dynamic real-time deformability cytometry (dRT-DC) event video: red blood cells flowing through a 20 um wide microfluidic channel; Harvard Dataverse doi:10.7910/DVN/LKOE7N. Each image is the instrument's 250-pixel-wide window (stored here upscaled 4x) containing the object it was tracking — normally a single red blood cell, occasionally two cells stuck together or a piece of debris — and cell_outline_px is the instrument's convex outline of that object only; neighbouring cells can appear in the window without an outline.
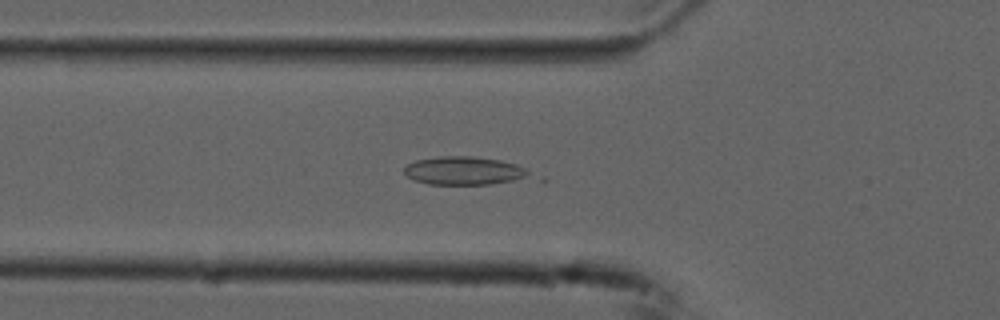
{"species": "common noctule bat (a hibernating species)", "species_latin": "Nyctalus noctula", "temperature_condition": "cold", "stored_images_in_passage": 54, "camera_frame_rate_fps": 3000, "um_per_image_px": 0.085, "animal": {"sex": "male", "forearm_length_mm": 52.5}, "frame": {"image": 1, "passage_image": 19, "time_ms": 6.0, "image_size_px": [1000, 320], "cell_outline_px": [[544, 180], [488, 184], [428, 184], [416, 180], [408, 176], [404, 172], [404, 168], [408, 164], [416, 160], [440, 156], [472, 156], [500, 160], [516, 164], [544, 176]], "centroid_in_image_um": [39.79, 14.54], "position_along_channel_um": 86.0, "area_um2": 21.79}}
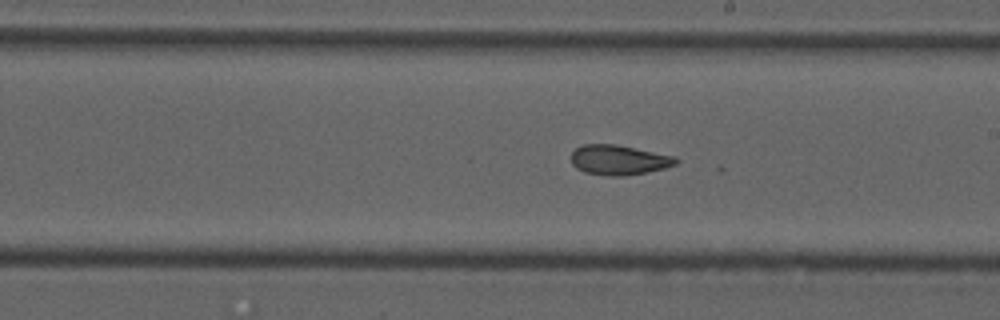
{"frame": {"image": 2, "passage_image": 31, "time_ms": 10.0, "image_size_px": [1000, 320], "cell_outline_px": [[680, 160], [676, 164], [664, 168], [624, 176], [608, 176], [584, 172], [576, 168], [572, 164], [572, 152], [576, 148], [584, 144], [616, 144], [676, 156]], "centroid_in_image_um": [52.61, 13.59], "position_along_channel_um": 236.4, "area_um2": 18.26}}
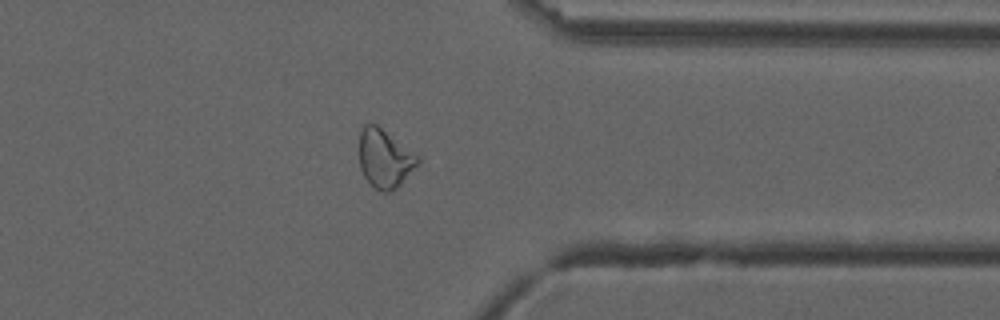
{"frame": {"image": 3, "passage_image": 43, "time_ms": 14.0, "image_size_px": [1000, 320], "cell_outline_px": [[420, 160], [400, 184], [392, 192], [380, 192], [364, 176], [360, 168], [360, 132], [364, 124], [376, 124], [420, 156]], "centroid_in_image_um": [32.7, 13.47], "position_along_channel_um": 378.7, "area_um2": 19.65}, "authors_computed_cell_mechanics": {"area_um2": 20.7791, "velocity_mm_per_s": 3.7333, "shape_relaxation_time_tau1_ms": null, "shape_relaxation_time_tau2_ms": 4.9833, "deformation_change_tau1": null, "deformation_change_tau2": 0.1192}}